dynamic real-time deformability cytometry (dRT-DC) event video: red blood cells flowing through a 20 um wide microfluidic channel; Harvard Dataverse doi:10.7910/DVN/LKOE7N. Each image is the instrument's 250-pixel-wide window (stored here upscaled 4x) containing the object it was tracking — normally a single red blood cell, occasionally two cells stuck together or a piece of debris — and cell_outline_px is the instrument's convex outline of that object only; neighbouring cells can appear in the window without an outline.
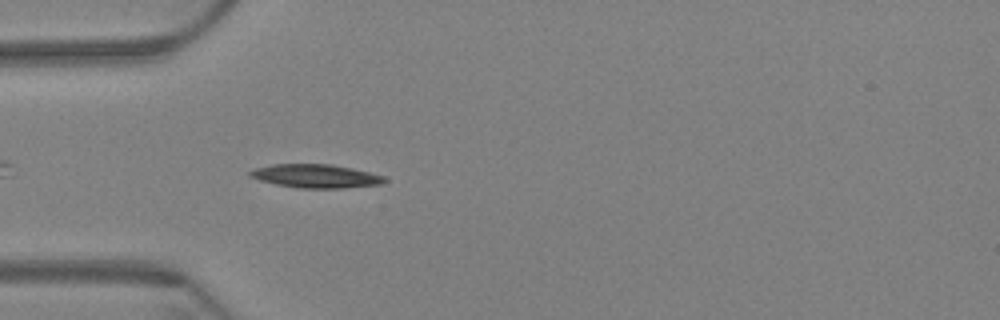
{"species": "Egyptian fruit bat (a non-hibernating species)", "species_latin": "Rousettus aegyptiacus", "temperature_condition": "warm", "stored_images_in_passage": 19, "camera_frame_rate_fps": 3000, "um_per_image_px": 0.085, "animal": {"sex": "female"}, "frame": {"image": 1, "passage_image": 4, "time_ms": 1.0, "image_size_px": [1000, 320], "cell_outline_px": [[388, 180], [380, 184], [344, 188], [300, 188], [276, 184], [260, 180], [248, 176], [248, 172], [256, 168], [272, 164], [332, 164], [352, 168], [384, 176]], "centroid_in_image_um": [26.83, 14.96], "position_along_channel_um": 58.2, "area_um2": 18.38}}
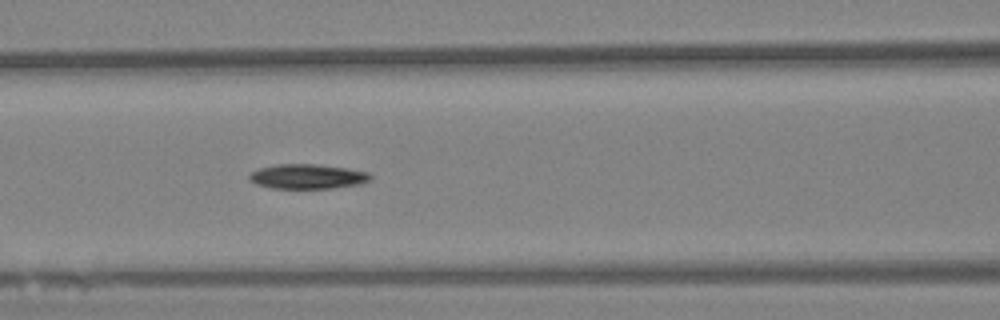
{"frame": {"image": 2, "passage_image": 12, "time_ms": 3.667, "image_size_px": [1000, 320], "cell_outline_px": [[372, 176], [368, 180], [360, 184], [332, 188], [272, 188], [256, 184], [248, 176], [252, 172], [260, 168], [276, 164], [316, 164], [348, 168], [368, 172]], "centroid_in_image_um": [26.15, 14.99], "position_along_channel_um": 140.4, "area_um2": 17.28}}
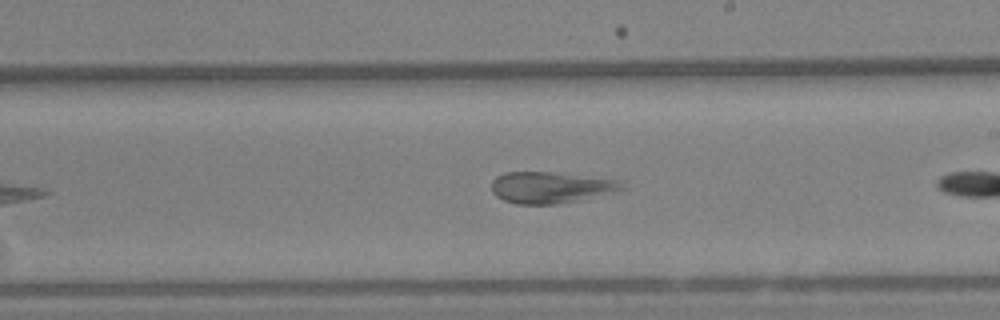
{"frame": {"image": 3, "passage_image": 18, "time_ms": 5.667, "image_size_px": [1000, 320], "cell_outline_px": [[628, 188], [620, 192], [580, 200], [556, 204], [516, 204], [504, 200], [496, 196], [492, 192], [492, 180], [496, 176], [504, 172], [556, 172], [620, 180]], "centroid_in_image_um": [46.88, 15.93], "position_along_channel_um": 242.1, "area_um2": 24.33}}